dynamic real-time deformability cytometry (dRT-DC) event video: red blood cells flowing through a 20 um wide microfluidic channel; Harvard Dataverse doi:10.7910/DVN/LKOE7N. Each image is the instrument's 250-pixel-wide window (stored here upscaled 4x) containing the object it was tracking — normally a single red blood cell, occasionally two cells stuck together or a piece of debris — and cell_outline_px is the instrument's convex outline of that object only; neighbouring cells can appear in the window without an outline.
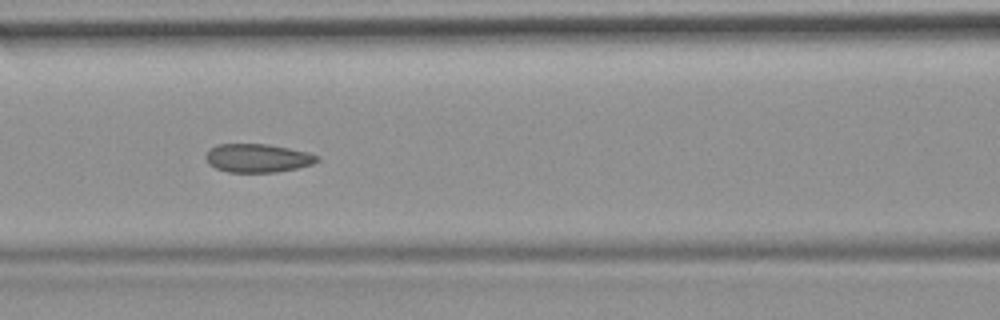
{"species": "common noctule bat (a hibernating species)", "species_latin": "Nyctalus noctula", "temperature_condition": "room temperature", "stored_images_in_passage": 11, "camera_frame_rate_fps": 3000, "um_per_image_px": 0.085, "animal": {"sex": "female", "body_mass_g": 19.9}, "frame": {"image": 1, "passage_image": 7, "time_ms": 7.667, "image_size_px": [1000, 320], "cell_outline_px": [[320, 160], [312, 164], [296, 168], [276, 172], [228, 172], [216, 168], [208, 164], [204, 156], [216, 144], [268, 144], [308, 152], [320, 156]], "centroid_in_image_um": [21.9, 13.43], "position_along_channel_um": 144.7, "area_um2": 18.5}}
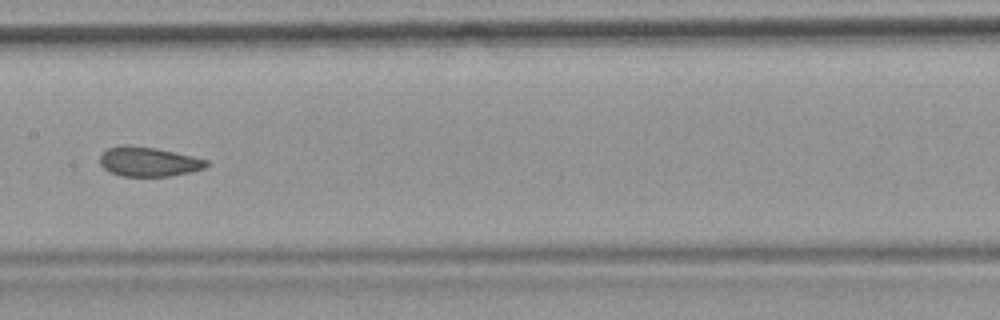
{"frame": {"image": 2, "passage_image": 8, "time_ms": 9.0, "image_size_px": [1000, 320], "cell_outline_px": [[208, 164], [204, 168], [192, 172], [172, 176], [120, 176], [104, 168], [100, 164], [100, 156], [108, 148], [156, 148], [192, 156], [208, 160]], "centroid_in_image_um": [12.7, 13.79], "position_along_channel_um": 194.7, "area_um2": 17.57}}